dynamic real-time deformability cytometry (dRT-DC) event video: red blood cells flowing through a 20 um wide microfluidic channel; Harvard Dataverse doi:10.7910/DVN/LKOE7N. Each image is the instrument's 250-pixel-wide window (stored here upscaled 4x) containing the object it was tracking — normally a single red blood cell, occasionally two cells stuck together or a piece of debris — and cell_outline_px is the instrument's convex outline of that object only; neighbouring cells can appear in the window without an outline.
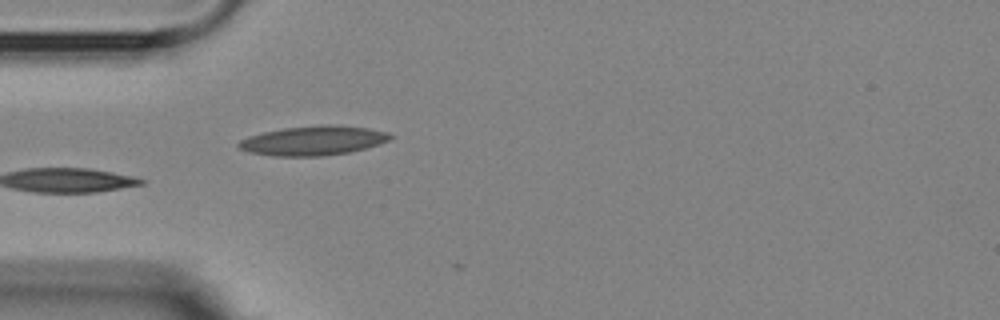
{"species": "Egyptian fruit bat (a non-hibernating species)", "species_latin": "Rousettus aegyptiacus", "temperature_condition": "room temperature", "stored_images_in_passage": 5, "camera_frame_rate_fps": 3000, "um_per_image_px": 0.085, "animal": {"sex": "female"}, "frame": {"image": 1, "passage_image": 5, "time_ms": 4.667, "image_size_px": [1000, 320], "cell_outline_px": [[392, 136], [388, 140], [380, 144], [348, 152], [324, 156], [276, 156], [248, 152], [240, 148], [236, 144], [240, 140], [248, 136], [264, 132], [284, 128], [324, 124], [340, 124], [368, 128], [388, 132]], "centroid_in_image_um": [26.62, 11.94], "position_along_channel_um": 58.4, "area_um2": 26.01}}